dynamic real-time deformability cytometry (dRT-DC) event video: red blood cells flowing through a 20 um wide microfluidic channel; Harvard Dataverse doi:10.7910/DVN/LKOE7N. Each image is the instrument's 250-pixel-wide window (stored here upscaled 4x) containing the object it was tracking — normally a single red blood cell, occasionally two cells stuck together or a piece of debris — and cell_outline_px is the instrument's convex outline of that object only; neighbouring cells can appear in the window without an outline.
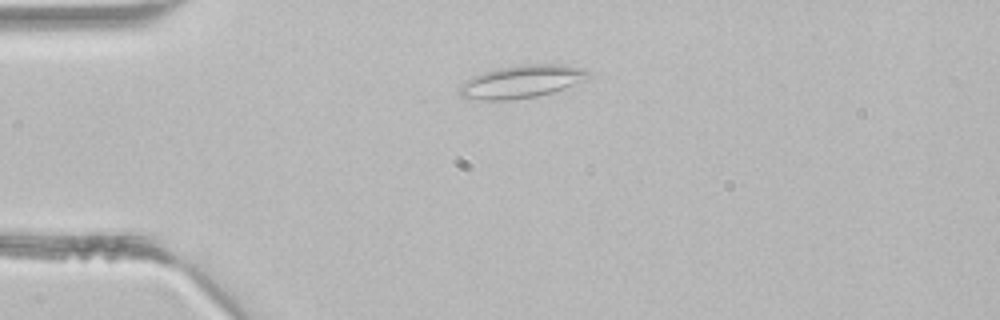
{"species": "common noctule bat (a hibernating species)", "species_latin": "Nyctalus noctula", "temperature_condition": "room temperature", "stored_images_in_passage": 2, "camera_frame_rate_fps": 3000, "um_per_image_px": 0.085, "animal": {"sex": "male", "body_mass_g": 21.5, "forearm_length_mm": 52.0}, "frame": {"image": 1, "passage_image": 1, "time_ms": 0.0, "image_size_px": [1000, 320], "cell_outline_px": [[592, 76], [584, 80], [552, 92], [536, 96], [508, 100], [484, 100], [460, 96], [460, 84], [472, 76], [496, 68], [520, 64], [560, 64], [584, 68]], "centroid_in_image_um": [44.33, 6.92], "position_along_channel_um": 40.7, "area_um2": 24.45}}